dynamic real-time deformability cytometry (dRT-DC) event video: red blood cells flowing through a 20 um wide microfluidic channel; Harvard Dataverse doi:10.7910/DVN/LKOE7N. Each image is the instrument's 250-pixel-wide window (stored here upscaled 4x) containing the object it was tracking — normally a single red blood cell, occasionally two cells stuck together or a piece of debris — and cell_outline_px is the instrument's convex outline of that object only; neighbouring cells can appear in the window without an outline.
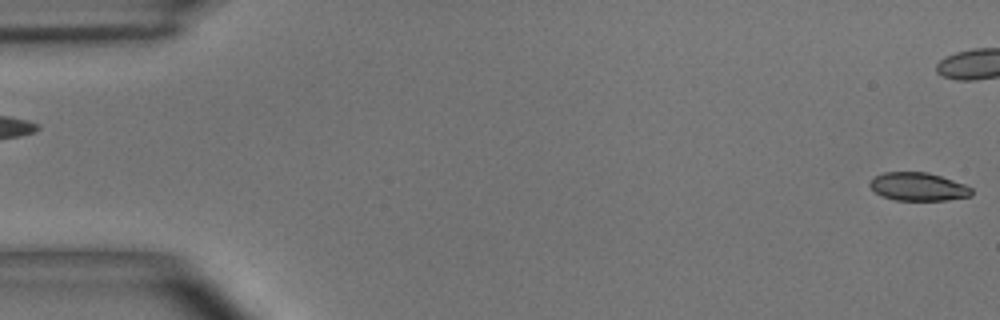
{"species": "common noctule bat (a hibernating species)", "species_latin": "Nyctalus noctula", "temperature_condition": "room temperature", "stored_images_in_passage": 5, "camera_frame_rate_fps": 3000, "um_per_image_px": 0.085, "animal": {"sex": "male", "body_mass_g": 15.6}, "frame": {"image": 1, "passage_image": 1, "time_ms": 0.0, "image_size_px": [1000, 320], "cell_outline_px": [[972, 196], [944, 200], [896, 200], [880, 196], [868, 184], [876, 176], [884, 172], [928, 172], [964, 184], [972, 188]], "centroid_in_image_um": [78.05, 15.87], "position_along_channel_um": 7.0, "area_um2": 16.59}}
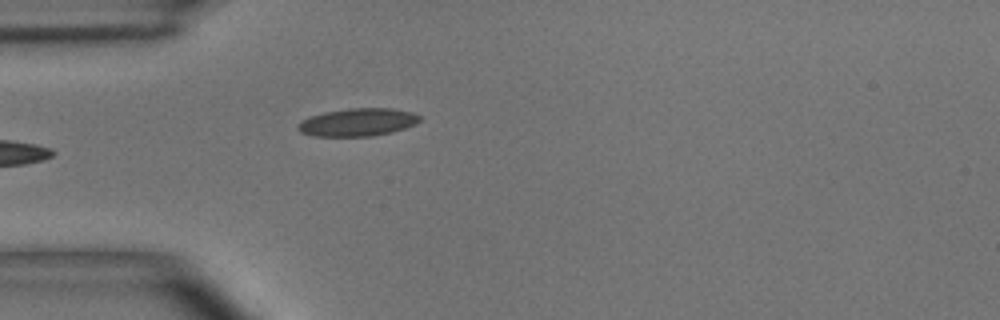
{"frame": {"image": 2, "passage_image": 5, "time_ms": 5.667, "image_size_px": [1000, 320], "cell_outline_px": [[420, 120], [416, 124], [392, 132], [372, 136], [312, 136], [300, 132], [296, 128], [296, 124], [312, 116], [324, 112], [348, 108], [392, 108], [412, 112], [420, 116]], "centroid_in_image_um": [30.4, 10.39], "position_along_channel_um": 54.6, "area_um2": 19.77}}